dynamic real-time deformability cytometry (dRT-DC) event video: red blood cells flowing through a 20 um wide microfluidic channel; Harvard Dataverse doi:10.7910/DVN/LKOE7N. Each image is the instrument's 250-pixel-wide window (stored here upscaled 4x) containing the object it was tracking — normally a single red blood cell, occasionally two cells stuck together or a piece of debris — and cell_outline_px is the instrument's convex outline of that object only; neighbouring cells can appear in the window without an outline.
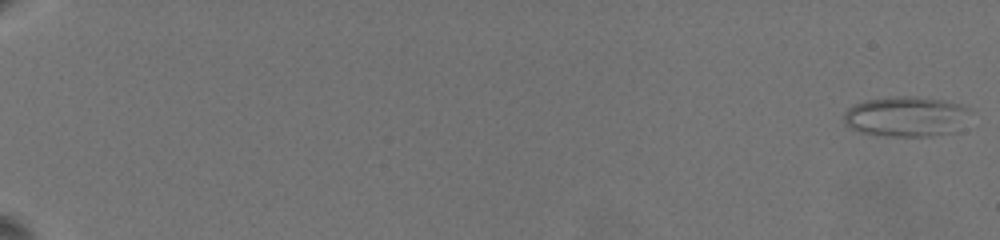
{"species": "common noctule bat (a hibernating species)", "species_latin": "Nyctalus noctula", "temperature_condition": "warm", "stored_images_in_passage": 36, "camera_frame_rate_fps": 3000, "um_per_image_px": 0.085, "animal": {"sex": "female", "body_mass_g": 19.5, "forearm_length_mm": 54.1}, "frame": {"image": 1, "passage_image": 1, "time_ms": 0.0, "image_size_px": [1000, 240], "cell_outline_px": [[972, 112], [948, 132], [932, 136], [884, 136], [860, 132], [844, 124], [844, 112], [848, 108], [856, 104], [868, 100], [892, 96], [916, 96], [944, 100], [968, 108]], "centroid_in_image_um": [76.93, 9.89], "position_along_channel_um": 8.1, "area_um2": 29.02}}
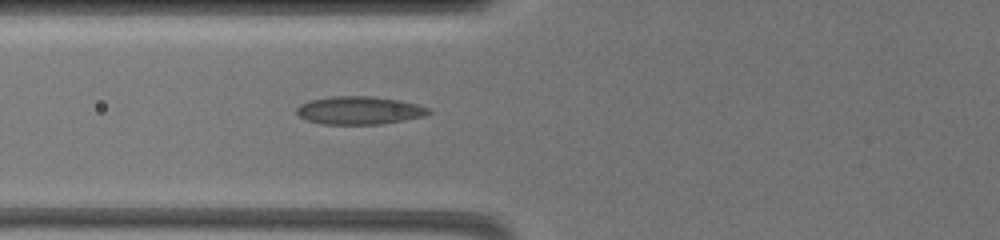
{"frame": {"image": 2, "passage_image": 28, "time_ms": 9.333, "image_size_px": [1000, 240], "cell_outline_px": [[432, 112], [424, 116], [404, 120], [380, 124], [320, 124], [308, 120], [300, 116], [296, 112], [296, 108], [300, 104], [308, 100], [332, 96], [372, 96], [400, 100], [416, 104], [428, 108]], "centroid_in_image_um": [30.52, 9.38], "position_along_channel_um": 95.3, "area_um2": 21.56}}
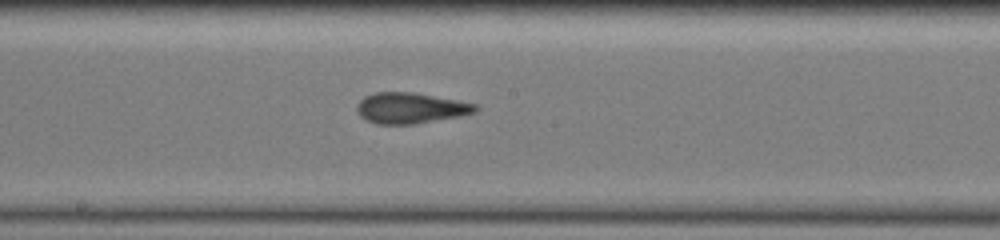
{"frame": {"image": 3, "passage_image": 36, "time_ms": 12.667, "image_size_px": [1000, 240], "cell_outline_px": [[480, 108], [476, 112], [460, 116], [416, 124], [376, 124], [360, 116], [356, 108], [356, 104], [364, 96], [376, 92], [412, 92], [456, 100], [476, 104]], "centroid_in_image_um": [34.89, 9.19], "position_along_channel_um": 213.3, "area_um2": 21.27}}